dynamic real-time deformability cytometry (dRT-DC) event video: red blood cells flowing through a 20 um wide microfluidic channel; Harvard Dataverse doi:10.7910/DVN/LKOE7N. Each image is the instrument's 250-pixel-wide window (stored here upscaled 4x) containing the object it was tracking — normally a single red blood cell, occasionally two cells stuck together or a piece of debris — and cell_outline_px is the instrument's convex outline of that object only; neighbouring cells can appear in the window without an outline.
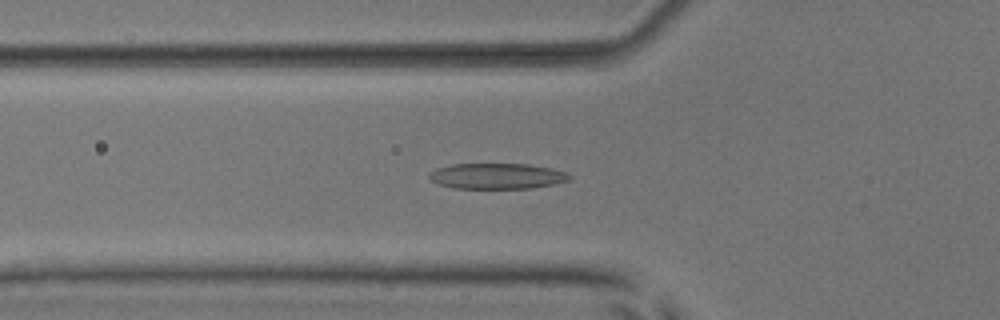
{"species": "common noctule bat (a hibernating species)", "species_latin": "Nyctalus noctula", "temperature_condition": "room temperature", "stored_images_in_passage": 37, "camera_frame_rate_fps": 3000, "um_per_image_px": 0.085, "animal": {"sex": "male", "body_mass_g": 17.9, "forearm_length_mm": 54.2}, "frame": {"image": 1, "passage_image": 11, "time_ms": 3.333, "image_size_px": [1000, 320], "cell_outline_px": [[572, 176], [568, 180], [552, 184], [532, 188], [452, 188], [440, 184], [432, 180], [428, 176], [428, 172], [436, 168], [452, 164], [528, 164], [552, 168], [564, 172]], "centroid_in_image_um": [42.21, 14.96], "position_along_channel_um": 83.6, "area_um2": 20.87}}
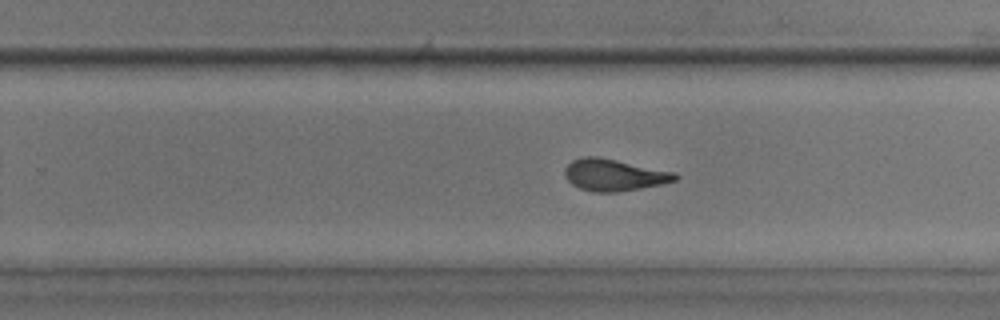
{"frame": {"image": 2, "passage_image": 26, "time_ms": 8.333, "image_size_px": [1000, 320], "cell_outline_px": [[680, 176], [676, 180], [664, 184], [616, 192], [592, 192], [580, 188], [572, 184], [564, 176], [564, 168], [572, 160], [580, 156], [596, 156], [676, 172]], "centroid_in_image_um": [52.19, 14.87], "position_along_channel_um": 277.6, "area_um2": 20.58}}
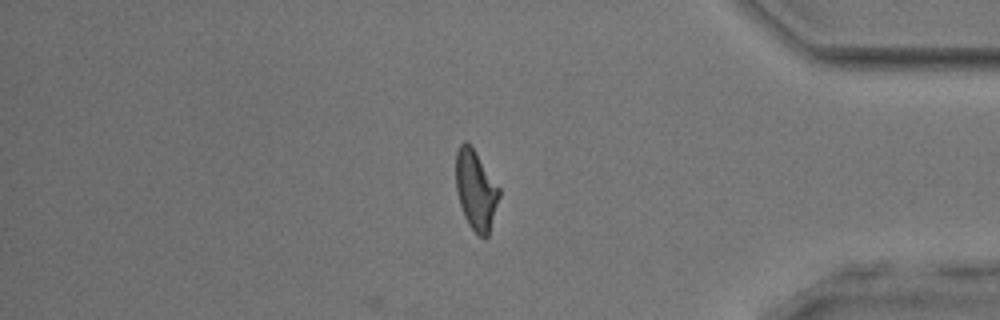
{"frame": {"image": 3, "passage_image": 37, "time_ms": 12.0, "image_size_px": [1000, 320], "cell_outline_px": [[500, 196], [488, 236], [480, 236], [468, 224], [464, 216], [460, 204], [456, 188], [456, 152], [460, 144], [464, 140], [476, 152], [500, 188]], "centroid_in_image_um": [40.45, 16.14], "position_along_channel_um": 394.8, "area_um2": 19.88}, "authors_computed_cell_mechanics": {"area_um2": 20.5768, "velocity_mm_per_s": 3.8856, "shape_relaxation_time_tau1_ms": 3.8616, "shape_relaxation_time_tau2_ms": 1.2047, "deformation_change_tau1": 0.1687, "deformation_change_tau2": 0.1017}}